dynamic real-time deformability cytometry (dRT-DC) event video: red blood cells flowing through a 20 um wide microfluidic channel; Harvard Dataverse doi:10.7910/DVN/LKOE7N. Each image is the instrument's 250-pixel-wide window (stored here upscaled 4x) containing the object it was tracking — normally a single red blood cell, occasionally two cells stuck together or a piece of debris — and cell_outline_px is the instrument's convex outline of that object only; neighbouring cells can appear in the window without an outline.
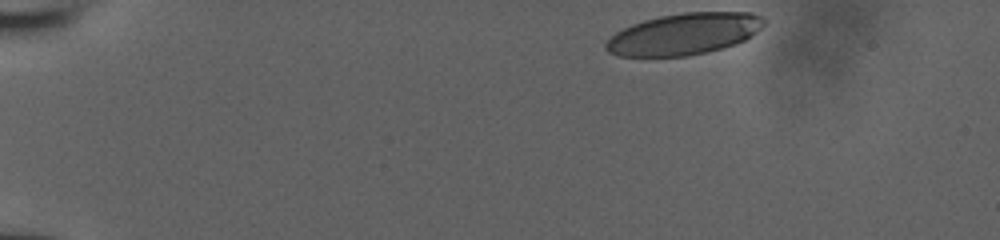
{"species": "human", "species_latin": "Homo sapiens", "temperature_condition": "room temperature", "stored_images_in_passage": 37, "camera_frame_rate_fps": 3000, "um_per_image_px": 0.085, "donor": {"sex": "male"}, "frame": {"image": 1, "passage_image": 1, "time_ms": 0.0, "image_size_px": [1000, 240], "cell_outline_px": [[764, 24], [756, 32], [744, 40], [720, 48], [688, 56], [616, 56], [608, 52], [604, 48], [604, 44], [616, 32], [632, 24], [644, 20], [660, 16], [684, 12], [752, 12], [760, 16], [764, 20]], "centroid_in_image_um": [58.1, 2.88], "position_along_channel_um": 26.9, "area_um2": 37.92}}
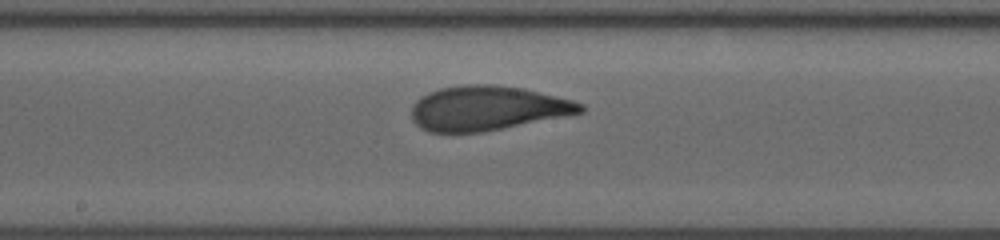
{"frame": {"image": 2, "passage_image": 22, "time_ms": 7.0, "image_size_px": [1000, 240], "cell_outline_px": [[584, 112], [480, 132], [428, 132], [420, 128], [412, 120], [412, 104], [420, 96], [428, 92], [440, 88], [464, 84], [492, 84], [524, 88], [572, 100], [584, 104]], "centroid_in_image_um": [41.37, 9.18], "position_along_channel_um": 206.8, "area_um2": 43.7}}
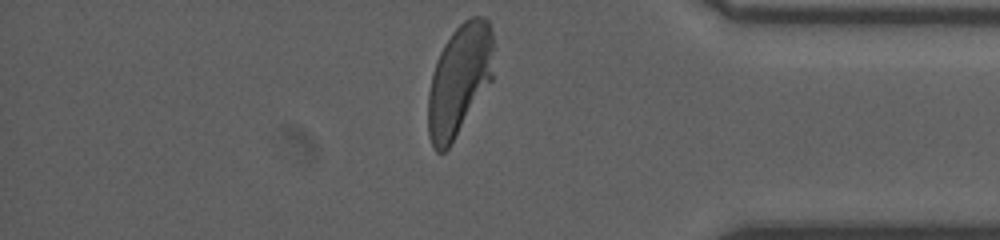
{"frame": {"image": 3, "passage_image": 37, "time_ms": 12.0, "image_size_px": [1000, 240], "cell_outline_px": [[492, 80], [448, 148], [444, 152], [436, 152], [432, 148], [428, 136], [428, 92], [432, 72], [436, 60], [444, 44], [452, 32], [464, 20], [472, 16], [484, 16], [488, 20], [492, 32]], "centroid_in_image_um": [39.01, 6.8], "position_along_channel_um": 396.2, "area_um2": 42.37}}